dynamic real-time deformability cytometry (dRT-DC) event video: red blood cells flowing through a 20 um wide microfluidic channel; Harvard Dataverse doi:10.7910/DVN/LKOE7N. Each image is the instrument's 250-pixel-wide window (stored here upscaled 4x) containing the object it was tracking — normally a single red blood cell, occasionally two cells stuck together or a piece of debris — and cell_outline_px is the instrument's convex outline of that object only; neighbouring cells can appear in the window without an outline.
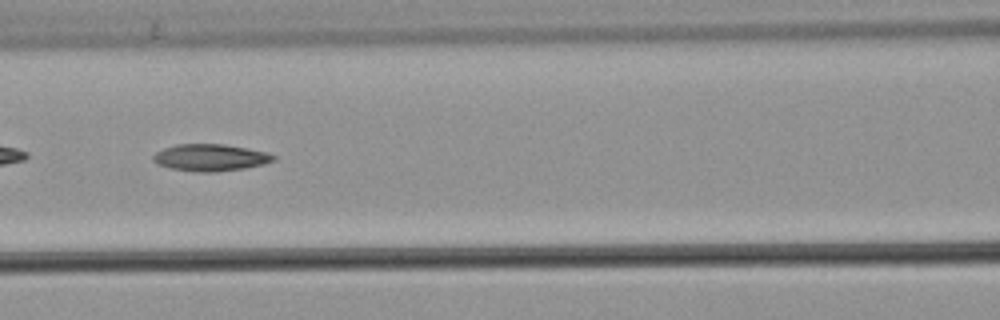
{"species": "common noctule bat (a hibernating species)", "species_latin": "Nyctalus noctula", "temperature_condition": "warm", "stored_images_in_passage": 52, "camera_frame_rate_fps": 3000, "um_per_image_px": 0.085, "animal": {"sex": "male", "body_mass_g": 21.5, "forearm_length_mm": 52.0}, "frame": {"image": 1, "passage_image": 23, "time_ms": 7.333, "image_size_px": [1000, 320], "cell_outline_px": [[276, 160], [264, 164], [244, 168], [216, 172], [196, 172], [168, 168], [156, 164], [152, 160], [152, 156], [156, 152], [164, 148], [176, 144], [224, 144], [248, 148], [268, 152], [276, 156]], "centroid_in_image_um": [17.88, 13.39], "position_along_channel_um": 148.7, "area_um2": 19.13}, "authors_computed_cell_mechanics": {"area_um2": 18.5538, "velocity_mm_per_s": 3.8721, "shape_relaxation_time_tau1_ms": null, "shape_relaxation_time_tau2_ms": 5.9852, "deformation_change_tau1": null, "deformation_change_tau2": 0.1599}}